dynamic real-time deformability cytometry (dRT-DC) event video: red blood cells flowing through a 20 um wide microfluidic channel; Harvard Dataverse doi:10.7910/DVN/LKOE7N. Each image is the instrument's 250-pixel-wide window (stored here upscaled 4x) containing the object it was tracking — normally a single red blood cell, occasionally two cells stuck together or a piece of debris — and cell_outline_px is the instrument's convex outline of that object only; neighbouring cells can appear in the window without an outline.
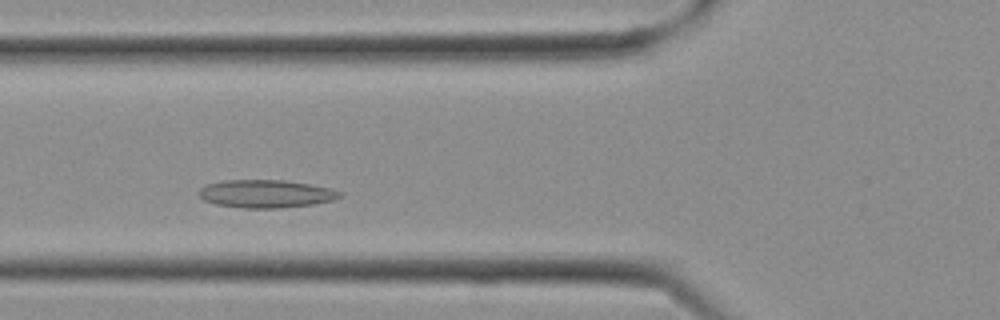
{"species": "Egyptian fruit bat (a non-hibernating species)", "species_latin": "Rousettus aegyptiacus", "temperature_condition": "cold", "stored_images_in_passage": 22, "camera_frame_rate_fps": 3000, "um_per_image_px": 0.085, "frame": {"image": 1, "passage_image": 3, "time_ms": 0.667, "image_size_px": [1000, 320], "cell_outline_px": [[344, 196], [332, 200], [312, 204], [280, 208], [244, 208], [216, 204], [204, 200], [196, 192], [200, 188], [208, 184], [224, 180], [284, 180], [308, 184], [328, 188], [344, 192]], "centroid_in_image_um": [22.6, 16.47], "position_along_channel_um": 103.2, "area_um2": 22.89}}
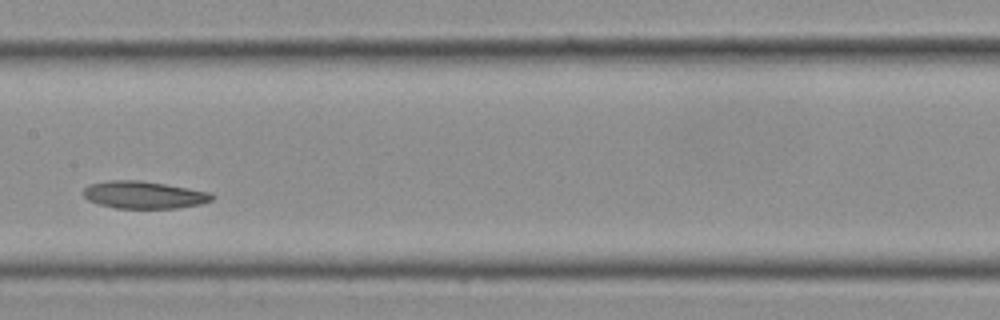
{"frame": {"image": 2, "passage_image": 7, "time_ms": 2.0, "image_size_px": [1000, 320], "cell_outline_px": [[216, 196], [212, 200], [200, 204], [176, 208], [116, 208], [100, 204], [88, 200], [84, 196], [84, 188], [88, 184], [108, 180], [140, 180], [212, 192]], "centroid_in_image_um": [12.25, 16.56], "position_along_channel_um": 195.2, "area_um2": 20.52}}
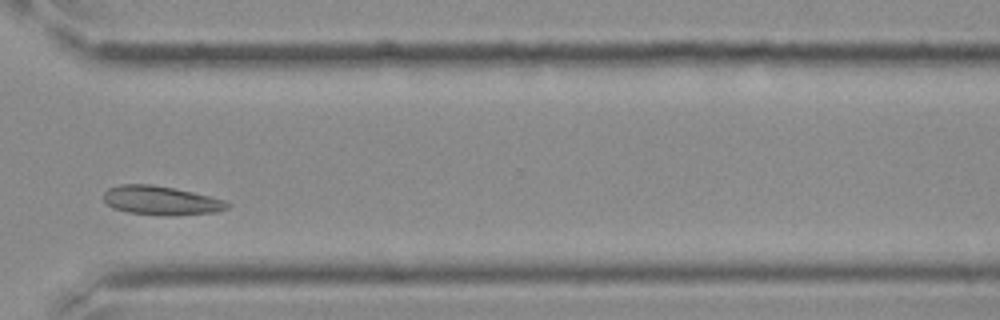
{"frame": {"image": 3, "passage_image": 14, "time_ms": 4.333, "image_size_px": [1000, 320], "cell_outline_px": [[228, 208], [216, 212], [128, 212], [112, 208], [104, 200], [104, 192], [108, 188], [120, 184], [148, 184], [172, 188], [192, 192], [228, 200]], "centroid_in_image_um": [13.63, 16.97], "position_along_channel_um": 357.0, "area_um2": 19.54}}